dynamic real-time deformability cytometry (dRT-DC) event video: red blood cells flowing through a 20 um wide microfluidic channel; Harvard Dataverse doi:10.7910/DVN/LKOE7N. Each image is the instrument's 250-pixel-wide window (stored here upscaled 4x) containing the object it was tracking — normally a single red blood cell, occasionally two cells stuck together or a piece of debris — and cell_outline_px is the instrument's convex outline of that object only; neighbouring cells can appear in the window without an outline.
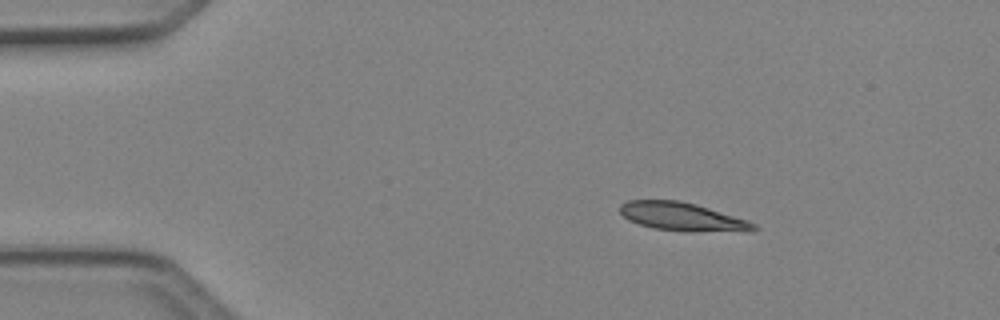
{"species": "Egyptian fruit bat (a non-hibernating species)", "species_latin": "Rousettus aegyptiacus", "temperature_condition": "cold", "stored_images_in_passage": 42, "camera_frame_rate_fps": 3000, "um_per_image_px": 0.085, "animal": {"sex": "female"}, "frame": {"image": 1, "passage_image": 1, "time_ms": 0.0, "image_size_px": [1000, 320], "cell_outline_px": [[760, 228], [752, 232], [692, 232], [652, 228], [628, 220], [620, 212], [620, 204], [628, 200], [680, 200], [696, 204], [748, 220], [756, 224]], "centroid_in_image_um": [58.07, 18.44], "position_along_channel_um": 26.9, "area_um2": 22.48}}
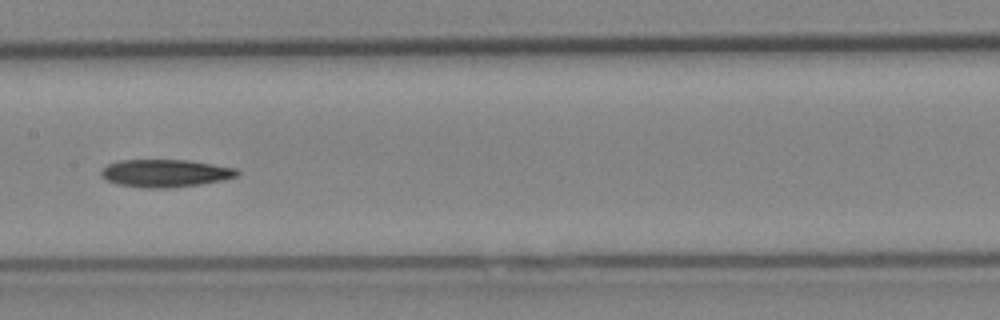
{"frame": {"image": 2, "passage_image": 18, "time_ms": 5.667, "image_size_px": [1000, 320], "cell_outline_px": [[240, 172], [236, 176], [224, 180], [200, 184], [168, 188], [140, 188], [116, 184], [104, 180], [100, 176], [100, 172], [108, 164], [120, 160], [188, 160], [236, 168]], "centroid_in_image_um": [14.01, 14.73], "position_along_channel_um": 193.4, "area_um2": 22.08}}
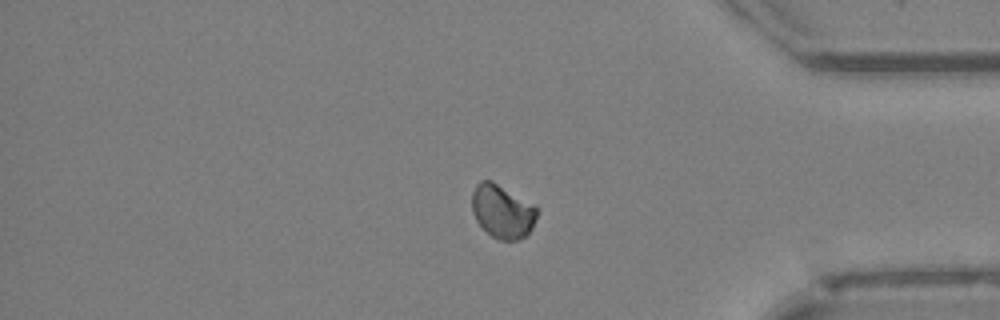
{"frame": {"image": 3, "passage_image": 34, "time_ms": 11.0, "image_size_px": [1000, 320], "cell_outline_px": [[536, 216], [532, 228], [524, 236], [516, 240], [496, 240], [476, 220], [472, 212], [472, 192], [476, 184], [480, 180], [492, 180], [536, 204]], "centroid_in_image_um": [42.69, 17.93], "position_along_channel_um": 392.5, "area_um2": 20.4}, "authors_computed_cell_mechanics": {"area_um2": 21.1259, "velocity_mm_per_s": 4.1274, "shape_relaxation_time_tau1_ms": 5.0089, "shape_relaxation_time_tau2_ms": null, "deformation_change_tau1": 0.0962, "deformation_change_tau2": null}}